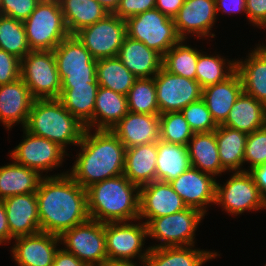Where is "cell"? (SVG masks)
Masks as SVG:
<instances>
[{
    "label": "cell",
    "mask_w": 266,
    "mask_h": 266,
    "mask_svg": "<svg viewBox=\"0 0 266 266\" xmlns=\"http://www.w3.org/2000/svg\"><path fill=\"white\" fill-rule=\"evenodd\" d=\"M2 201L7 214L10 242L16 237L33 235L41 231L35 192L9 196Z\"/></svg>",
    "instance_id": "20"
},
{
    "label": "cell",
    "mask_w": 266,
    "mask_h": 266,
    "mask_svg": "<svg viewBox=\"0 0 266 266\" xmlns=\"http://www.w3.org/2000/svg\"><path fill=\"white\" fill-rule=\"evenodd\" d=\"M85 128L76 161L68 174L84 189L123 174L125 146L111 130Z\"/></svg>",
    "instance_id": "2"
},
{
    "label": "cell",
    "mask_w": 266,
    "mask_h": 266,
    "mask_svg": "<svg viewBox=\"0 0 266 266\" xmlns=\"http://www.w3.org/2000/svg\"><path fill=\"white\" fill-rule=\"evenodd\" d=\"M53 53L61 85L98 83L97 60L74 35L65 38Z\"/></svg>",
    "instance_id": "8"
},
{
    "label": "cell",
    "mask_w": 266,
    "mask_h": 266,
    "mask_svg": "<svg viewBox=\"0 0 266 266\" xmlns=\"http://www.w3.org/2000/svg\"><path fill=\"white\" fill-rule=\"evenodd\" d=\"M35 193L41 232L60 236L89 219L86 189L68 171L44 175Z\"/></svg>",
    "instance_id": "1"
},
{
    "label": "cell",
    "mask_w": 266,
    "mask_h": 266,
    "mask_svg": "<svg viewBox=\"0 0 266 266\" xmlns=\"http://www.w3.org/2000/svg\"><path fill=\"white\" fill-rule=\"evenodd\" d=\"M180 39L163 56L162 67L169 73L195 80L199 50Z\"/></svg>",
    "instance_id": "38"
},
{
    "label": "cell",
    "mask_w": 266,
    "mask_h": 266,
    "mask_svg": "<svg viewBox=\"0 0 266 266\" xmlns=\"http://www.w3.org/2000/svg\"><path fill=\"white\" fill-rule=\"evenodd\" d=\"M242 91V81L236 71L225 81L202 89V99L217 126L226 121L229 111Z\"/></svg>",
    "instance_id": "24"
},
{
    "label": "cell",
    "mask_w": 266,
    "mask_h": 266,
    "mask_svg": "<svg viewBox=\"0 0 266 266\" xmlns=\"http://www.w3.org/2000/svg\"><path fill=\"white\" fill-rule=\"evenodd\" d=\"M246 17L253 26L266 24V0H245Z\"/></svg>",
    "instance_id": "47"
},
{
    "label": "cell",
    "mask_w": 266,
    "mask_h": 266,
    "mask_svg": "<svg viewBox=\"0 0 266 266\" xmlns=\"http://www.w3.org/2000/svg\"><path fill=\"white\" fill-rule=\"evenodd\" d=\"M231 215L266 209V198L260 193L249 172H233L225 184L216 183L215 205Z\"/></svg>",
    "instance_id": "12"
},
{
    "label": "cell",
    "mask_w": 266,
    "mask_h": 266,
    "mask_svg": "<svg viewBox=\"0 0 266 266\" xmlns=\"http://www.w3.org/2000/svg\"><path fill=\"white\" fill-rule=\"evenodd\" d=\"M216 13H246L245 0H215ZM219 11V12H218Z\"/></svg>",
    "instance_id": "48"
},
{
    "label": "cell",
    "mask_w": 266,
    "mask_h": 266,
    "mask_svg": "<svg viewBox=\"0 0 266 266\" xmlns=\"http://www.w3.org/2000/svg\"><path fill=\"white\" fill-rule=\"evenodd\" d=\"M74 36L96 60L117 57L126 32V21L114 14L76 32Z\"/></svg>",
    "instance_id": "13"
},
{
    "label": "cell",
    "mask_w": 266,
    "mask_h": 266,
    "mask_svg": "<svg viewBox=\"0 0 266 266\" xmlns=\"http://www.w3.org/2000/svg\"><path fill=\"white\" fill-rule=\"evenodd\" d=\"M153 78L159 114L181 111L202 98V88L196 80L171 74L163 67Z\"/></svg>",
    "instance_id": "15"
},
{
    "label": "cell",
    "mask_w": 266,
    "mask_h": 266,
    "mask_svg": "<svg viewBox=\"0 0 266 266\" xmlns=\"http://www.w3.org/2000/svg\"><path fill=\"white\" fill-rule=\"evenodd\" d=\"M261 28H265L266 29V24L263 25ZM257 48L260 49L266 55V45H263V44L260 45V44H258Z\"/></svg>",
    "instance_id": "55"
},
{
    "label": "cell",
    "mask_w": 266,
    "mask_h": 266,
    "mask_svg": "<svg viewBox=\"0 0 266 266\" xmlns=\"http://www.w3.org/2000/svg\"><path fill=\"white\" fill-rule=\"evenodd\" d=\"M160 140L187 146L194 132L181 111L159 114Z\"/></svg>",
    "instance_id": "41"
},
{
    "label": "cell",
    "mask_w": 266,
    "mask_h": 266,
    "mask_svg": "<svg viewBox=\"0 0 266 266\" xmlns=\"http://www.w3.org/2000/svg\"><path fill=\"white\" fill-rule=\"evenodd\" d=\"M20 78L35 99L59 98L61 81L53 51H30L21 59Z\"/></svg>",
    "instance_id": "10"
},
{
    "label": "cell",
    "mask_w": 266,
    "mask_h": 266,
    "mask_svg": "<svg viewBox=\"0 0 266 266\" xmlns=\"http://www.w3.org/2000/svg\"><path fill=\"white\" fill-rule=\"evenodd\" d=\"M147 226L144 222L105 223V238L108 261L132 262L133 258L145 265L150 247L144 248ZM142 248H144L142 251Z\"/></svg>",
    "instance_id": "11"
},
{
    "label": "cell",
    "mask_w": 266,
    "mask_h": 266,
    "mask_svg": "<svg viewBox=\"0 0 266 266\" xmlns=\"http://www.w3.org/2000/svg\"><path fill=\"white\" fill-rule=\"evenodd\" d=\"M23 24L31 51H53L70 36L58 0H41Z\"/></svg>",
    "instance_id": "5"
},
{
    "label": "cell",
    "mask_w": 266,
    "mask_h": 266,
    "mask_svg": "<svg viewBox=\"0 0 266 266\" xmlns=\"http://www.w3.org/2000/svg\"><path fill=\"white\" fill-rule=\"evenodd\" d=\"M126 96L130 112L159 114L154 78H137Z\"/></svg>",
    "instance_id": "40"
},
{
    "label": "cell",
    "mask_w": 266,
    "mask_h": 266,
    "mask_svg": "<svg viewBox=\"0 0 266 266\" xmlns=\"http://www.w3.org/2000/svg\"><path fill=\"white\" fill-rule=\"evenodd\" d=\"M89 218L101 223L139 220L140 187L124 174L86 189Z\"/></svg>",
    "instance_id": "3"
},
{
    "label": "cell",
    "mask_w": 266,
    "mask_h": 266,
    "mask_svg": "<svg viewBox=\"0 0 266 266\" xmlns=\"http://www.w3.org/2000/svg\"><path fill=\"white\" fill-rule=\"evenodd\" d=\"M98 88V83H88V85H61V94L58 98L63 106L85 128L91 130L93 128V113Z\"/></svg>",
    "instance_id": "26"
},
{
    "label": "cell",
    "mask_w": 266,
    "mask_h": 266,
    "mask_svg": "<svg viewBox=\"0 0 266 266\" xmlns=\"http://www.w3.org/2000/svg\"><path fill=\"white\" fill-rule=\"evenodd\" d=\"M60 245L74 254L87 266H102L108 261L105 238V223L88 219L87 221L64 231L60 236Z\"/></svg>",
    "instance_id": "9"
},
{
    "label": "cell",
    "mask_w": 266,
    "mask_h": 266,
    "mask_svg": "<svg viewBox=\"0 0 266 266\" xmlns=\"http://www.w3.org/2000/svg\"><path fill=\"white\" fill-rule=\"evenodd\" d=\"M21 60L0 49V85L8 84L20 78Z\"/></svg>",
    "instance_id": "45"
},
{
    "label": "cell",
    "mask_w": 266,
    "mask_h": 266,
    "mask_svg": "<svg viewBox=\"0 0 266 266\" xmlns=\"http://www.w3.org/2000/svg\"><path fill=\"white\" fill-rule=\"evenodd\" d=\"M247 133L228 126L219 125L215 129L218 154L222 167L228 172H242Z\"/></svg>",
    "instance_id": "32"
},
{
    "label": "cell",
    "mask_w": 266,
    "mask_h": 266,
    "mask_svg": "<svg viewBox=\"0 0 266 266\" xmlns=\"http://www.w3.org/2000/svg\"><path fill=\"white\" fill-rule=\"evenodd\" d=\"M12 161L0 166V200L9 196L36 192L44 177L38 171Z\"/></svg>",
    "instance_id": "31"
},
{
    "label": "cell",
    "mask_w": 266,
    "mask_h": 266,
    "mask_svg": "<svg viewBox=\"0 0 266 266\" xmlns=\"http://www.w3.org/2000/svg\"><path fill=\"white\" fill-rule=\"evenodd\" d=\"M192 246L150 248L145 266H202L214 259L218 252L193 249Z\"/></svg>",
    "instance_id": "27"
},
{
    "label": "cell",
    "mask_w": 266,
    "mask_h": 266,
    "mask_svg": "<svg viewBox=\"0 0 266 266\" xmlns=\"http://www.w3.org/2000/svg\"><path fill=\"white\" fill-rule=\"evenodd\" d=\"M169 183L187 207L196 208L206 214L207 205L215 204L217 181L211 174L191 166Z\"/></svg>",
    "instance_id": "17"
},
{
    "label": "cell",
    "mask_w": 266,
    "mask_h": 266,
    "mask_svg": "<svg viewBox=\"0 0 266 266\" xmlns=\"http://www.w3.org/2000/svg\"><path fill=\"white\" fill-rule=\"evenodd\" d=\"M70 35L91 26L109 13L97 0H58Z\"/></svg>",
    "instance_id": "35"
},
{
    "label": "cell",
    "mask_w": 266,
    "mask_h": 266,
    "mask_svg": "<svg viewBox=\"0 0 266 266\" xmlns=\"http://www.w3.org/2000/svg\"><path fill=\"white\" fill-rule=\"evenodd\" d=\"M11 249L13 261L18 266H52L58 251V235L39 232L33 235L16 237Z\"/></svg>",
    "instance_id": "19"
},
{
    "label": "cell",
    "mask_w": 266,
    "mask_h": 266,
    "mask_svg": "<svg viewBox=\"0 0 266 266\" xmlns=\"http://www.w3.org/2000/svg\"><path fill=\"white\" fill-rule=\"evenodd\" d=\"M109 14H113L119 5L120 0H97Z\"/></svg>",
    "instance_id": "53"
},
{
    "label": "cell",
    "mask_w": 266,
    "mask_h": 266,
    "mask_svg": "<svg viewBox=\"0 0 266 266\" xmlns=\"http://www.w3.org/2000/svg\"><path fill=\"white\" fill-rule=\"evenodd\" d=\"M222 125L252 133L266 126L265 105L242 91Z\"/></svg>",
    "instance_id": "29"
},
{
    "label": "cell",
    "mask_w": 266,
    "mask_h": 266,
    "mask_svg": "<svg viewBox=\"0 0 266 266\" xmlns=\"http://www.w3.org/2000/svg\"><path fill=\"white\" fill-rule=\"evenodd\" d=\"M35 98L21 78L8 84L0 85V121L6 129L15 124H27L30 108Z\"/></svg>",
    "instance_id": "21"
},
{
    "label": "cell",
    "mask_w": 266,
    "mask_h": 266,
    "mask_svg": "<svg viewBox=\"0 0 266 266\" xmlns=\"http://www.w3.org/2000/svg\"><path fill=\"white\" fill-rule=\"evenodd\" d=\"M102 266H137L136 263L133 262H124V261H107ZM145 266V265H143Z\"/></svg>",
    "instance_id": "54"
},
{
    "label": "cell",
    "mask_w": 266,
    "mask_h": 266,
    "mask_svg": "<svg viewBox=\"0 0 266 266\" xmlns=\"http://www.w3.org/2000/svg\"><path fill=\"white\" fill-rule=\"evenodd\" d=\"M200 51L196 65L195 80L200 84L202 89L225 81L236 71V59H232V61L229 59L226 60L220 54L212 56Z\"/></svg>",
    "instance_id": "37"
},
{
    "label": "cell",
    "mask_w": 266,
    "mask_h": 266,
    "mask_svg": "<svg viewBox=\"0 0 266 266\" xmlns=\"http://www.w3.org/2000/svg\"><path fill=\"white\" fill-rule=\"evenodd\" d=\"M24 128L36 136L59 144L65 150L70 144L77 146L85 130V126L58 98L35 99Z\"/></svg>",
    "instance_id": "4"
},
{
    "label": "cell",
    "mask_w": 266,
    "mask_h": 266,
    "mask_svg": "<svg viewBox=\"0 0 266 266\" xmlns=\"http://www.w3.org/2000/svg\"><path fill=\"white\" fill-rule=\"evenodd\" d=\"M23 131V141L10 151V157L16 163L34 169L42 175L43 172L60 167L64 162V156H69L59 144L36 136L25 128Z\"/></svg>",
    "instance_id": "14"
},
{
    "label": "cell",
    "mask_w": 266,
    "mask_h": 266,
    "mask_svg": "<svg viewBox=\"0 0 266 266\" xmlns=\"http://www.w3.org/2000/svg\"><path fill=\"white\" fill-rule=\"evenodd\" d=\"M260 193L266 198V162L249 171Z\"/></svg>",
    "instance_id": "51"
},
{
    "label": "cell",
    "mask_w": 266,
    "mask_h": 266,
    "mask_svg": "<svg viewBox=\"0 0 266 266\" xmlns=\"http://www.w3.org/2000/svg\"><path fill=\"white\" fill-rule=\"evenodd\" d=\"M125 21L128 37L143 42L162 57L181 39L173 19L156 8L131 16Z\"/></svg>",
    "instance_id": "6"
},
{
    "label": "cell",
    "mask_w": 266,
    "mask_h": 266,
    "mask_svg": "<svg viewBox=\"0 0 266 266\" xmlns=\"http://www.w3.org/2000/svg\"><path fill=\"white\" fill-rule=\"evenodd\" d=\"M0 49L20 60L31 51L23 21L0 15Z\"/></svg>",
    "instance_id": "39"
},
{
    "label": "cell",
    "mask_w": 266,
    "mask_h": 266,
    "mask_svg": "<svg viewBox=\"0 0 266 266\" xmlns=\"http://www.w3.org/2000/svg\"><path fill=\"white\" fill-rule=\"evenodd\" d=\"M203 217V212L188 207L174 214L150 219L146 223L148 237L161 242L150 248L194 245L195 231Z\"/></svg>",
    "instance_id": "7"
},
{
    "label": "cell",
    "mask_w": 266,
    "mask_h": 266,
    "mask_svg": "<svg viewBox=\"0 0 266 266\" xmlns=\"http://www.w3.org/2000/svg\"><path fill=\"white\" fill-rule=\"evenodd\" d=\"M41 0H1L0 15L25 21Z\"/></svg>",
    "instance_id": "44"
},
{
    "label": "cell",
    "mask_w": 266,
    "mask_h": 266,
    "mask_svg": "<svg viewBox=\"0 0 266 266\" xmlns=\"http://www.w3.org/2000/svg\"><path fill=\"white\" fill-rule=\"evenodd\" d=\"M157 142L126 148L123 174L139 187L156 180Z\"/></svg>",
    "instance_id": "25"
},
{
    "label": "cell",
    "mask_w": 266,
    "mask_h": 266,
    "mask_svg": "<svg viewBox=\"0 0 266 266\" xmlns=\"http://www.w3.org/2000/svg\"><path fill=\"white\" fill-rule=\"evenodd\" d=\"M187 147L192 167L215 178L227 172L219 159L215 131L194 133Z\"/></svg>",
    "instance_id": "30"
},
{
    "label": "cell",
    "mask_w": 266,
    "mask_h": 266,
    "mask_svg": "<svg viewBox=\"0 0 266 266\" xmlns=\"http://www.w3.org/2000/svg\"><path fill=\"white\" fill-rule=\"evenodd\" d=\"M191 166L187 146L157 142L156 180L171 182Z\"/></svg>",
    "instance_id": "34"
},
{
    "label": "cell",
    "mask_w": 266,
    "mask_h": 266,
    "mask_svg": "<svg viewBox=\"0 0 266 266\" xmlns=\"http://www.w3.org/2000/svg\"><path fill=\"white\" fill-rule=\"evenodd\" d=\"M111 131L125 148L154 143L160 140L159 114L128 112Z\"/></svg>",
    "instance_id": "22"
},
{
    "label": "cell",
    "mask_w": 266,
    "mask_h": 266,
    "mask_svg": "<svg viewBox=\"0 0 266 266\" xmlns=\"http://www.w3.org/2000/svg\"><path fill=\"white\" fill-rule=\"evenodd\" d=\"M246 57L235 60L243 91L266 105V55L256 47Z\"/></svg>",
    "instance_id": "28"
},
{
    "label": "cell",
    "mask_w": 266,
    "mask_h": 266,
    "mask_svg": "<svg viewBox=\"0 0 266 266\" xmlns=\"http://www.w3.org/2000/svg\"><path fill=\"white\" fill-rule=\"evenodd\" d=\"M117 57L137 78H153L162 68L163 57L159 53L128 36Z\"/></svg>",
    "instance_id": "23"
},
{
    "label": "cell",
    "mask_w": 266,
    "mask_h": 266,
    "mask_svg": "<svg viewBox=\"0 0 266 266\" xmlns=\"http://www.w3.org/2000/svg\"><path fill=\"white\" fill-rule=\"evenodd\" d=\"M181 113L194 133L212 132L217 128L202 98L196 102L190 103L181 110Z\"/></svg>",
    "instance_id": "42"
},
{
    "label": "cell",
    "mask_w": 266,
    "mask_h": 266,
    "mask_svg": "<svg viewBox=\"0 0 266 266\" xmlns=\"http://www.w3.org/2000/svg\"><path fill=\"white\" fill-rule=\"evenodd\" d=\"M128 112L127 96L99 86L93 113V129L111 130Z\"/></svg>",
    "instance_id": "33"
},
{
    "label": "cell",
    "mask_w": 266,
    "mask_h": 266,
    "mask_svg": "<svg viewBox=\"0 0 266 266\" xmlns=\"http://www.w3.org/2000/svg\"><path fill=\"white\" fill-rule=\"evenodd\" d=\"M52 266H87L83 261L79 260L74 254L59 248Z\"/></svg>",
    "instance_id": "50"
},
{
    "label": "cell",
    "mask_w": 266,
    "mask_h": 266,
    "mask_svg": "<svg viewBox=\"0 0 266 266\" xmlns=\"http://www.w3.org/2000/svg\"><path fill=\"white\" fill-rule=\"evenodd\" d=\"M156 0H120L118 7L113 13L119 18H127L155 9Z\"/></svg>",
    "instance_id": "46"
},
{
    "label": "cell",
    "mask_w": 266,
    "mask_h": 266,
    "mask_svg": "<svg viewBox=\"0 0 266 266\" xmlns=\"http://www.w3.org/2000/svg\"><path fill=\"white\" fill-rule=\"evenodd\" d=\"M10 242V230L7 223V214L3 201L0 200V245Z\"/></svg>",
    "instance_id": "52"
},
{
    "label": "cell",
    "mask_w": 266,
    "mask_h": 266,
    "mask_svg": "<svg viewBox=\"0 0 266 266\" xmlns=\"http://www.w3.org/2000/svg\"><path fill=\"white\" fill-rule=\"evenodd\" d=\"M185 0H156L155 8L169 18H174Z\"/></svg>",
    "instance_id": "49"
},
{
    "label": "cell",
    "mask_w": 266,
    "mask_h": 266,
    "mask_svg": "<svg viewBox=\"0 0 266 266\" xmlns=\"http://www.w3.org/2000/svg\"><path fill=\"white\" fill-rule=\"evenodd\" d=\"M96 74L99 86L125 96L137 79L118 57L98 59Z\"/></svg>",
    "instance_id": "36"
},
{
    "label": "cell",
    "mask_w": 266,
    "mask_h": 266,
    "mask_svg": "<svg viewBox=\"0 0 266 266\" xmlns=\"http://www.w3.org/2000/svg\"><path fill=\"white\" fill-rule=\"evenodd\" d=\"M266 162V126L255 130L247 135L244 164L250 163L249 172L251 169L261 166Z\"/></svg>",
    "instance_id": "43"
},
{
    "label": "cell",
    "mask_w": 266,
    "mask_h": 266,
    "mask_svg": "<svg viewBox=\"0 0 266 266\" xmlns=\"http://www.w3.org/2000/svg\"><path fill=\"white\" fill-rule=\"evenodd\" d=\"M216 16L215 0H185L173 21L181 39H187L189 34L199 39L212 38L215 34L210 30L215 25Z\"/></svg>",
    "instance_id": "16"
},
{
    "label": "cell",
    "mask_w": 266,
    "mask_h": 266,
    "mask_svg": "<svg viewBox=\"0 0 266 266\" xmlns=\"http://www.w3.org/2000/svg\"><path fill=\"white\" fill-rule=\"evenodd\" d=\"M188 208L169 182L155 180L140 187L139 221L174 214Z\"/></svg>",
    "instance_id": "18"
}]
</instances>
